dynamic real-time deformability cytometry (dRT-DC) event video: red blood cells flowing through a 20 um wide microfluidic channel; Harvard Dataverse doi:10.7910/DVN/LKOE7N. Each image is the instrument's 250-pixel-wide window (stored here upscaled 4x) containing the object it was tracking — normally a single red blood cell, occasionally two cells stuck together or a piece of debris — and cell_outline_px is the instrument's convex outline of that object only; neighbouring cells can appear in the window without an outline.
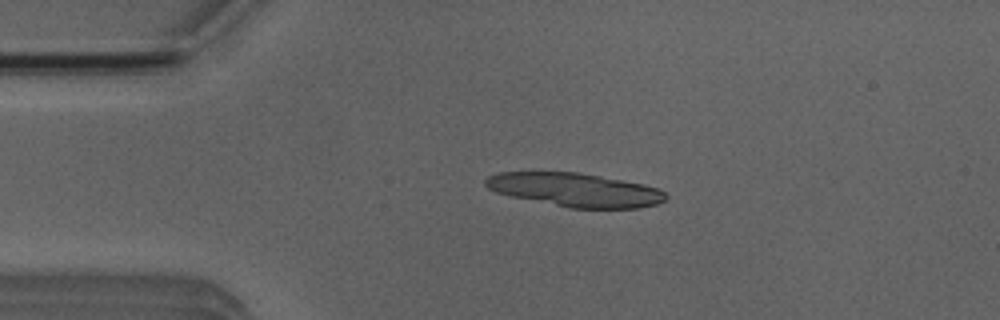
{"species": "Egyptian fruit bat (a non-hibernating species)", "species_latin": "Rousettus aegyptiacus", "temperature_condition": "room temperature", "stored_images_in_passage": 16, "camera_frame_rate_fps": 3000, "um_per_image_px": 0.085, "animal": {"sex": "male"}, "frame": {"image": 1, "passage_image": 10, "time_ms": 3.0, "image_size_px": [1000, 320], "cell_outline_px": [[668, 196], [664, 200], [656, 204], [640, 208], [568, 208], [512, 196], [496, 192], [488, 188], [484, 184], [484, 180], [488, 176], [500, 172], [576, 172], [600, 176], [644, 184], [660, 188]], "centroid_in_image_um": [48.89, 16.14], "position_along_channel_um": 36.1, "area_um2": 35.26}}